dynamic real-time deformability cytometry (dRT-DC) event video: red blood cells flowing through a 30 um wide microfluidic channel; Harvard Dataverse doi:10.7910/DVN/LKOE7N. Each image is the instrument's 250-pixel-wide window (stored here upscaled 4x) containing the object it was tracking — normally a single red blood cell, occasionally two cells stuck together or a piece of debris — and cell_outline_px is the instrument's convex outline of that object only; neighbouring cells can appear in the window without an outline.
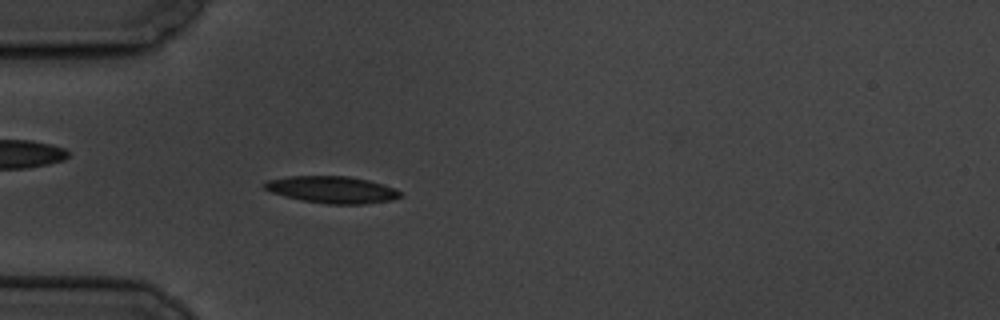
{"species": "common noctule bat (a hibernating species)", "species_latin": "Nyctalus noctula", "temperature_condition": "cold", "stored_images_in_passage": 4, "camera_frame_rate_fps": 3000, "um_per_image_px": 0.085, "animal": {"sex": "male", "body_mass_g": 19.5, "forearm_length_mm": 54.6}, "frame": {"image": 1, "passage_image": 4, "time_ms": 4.333, "image_size_px": [1000, 320], "cell_outline_px": [[400, 196], [392, 200], [364, 204], [328, 204], [304, 200], [272, 192], [264, 188], [264, 184], [268, 180], [288, 176], [348, 176], [368, 180], [396, 188], [400, 192]], "centroid_in_image_um": [28.26, 16.11], "position_along_channel_um": 56.7, "area_um2": 20.98}}